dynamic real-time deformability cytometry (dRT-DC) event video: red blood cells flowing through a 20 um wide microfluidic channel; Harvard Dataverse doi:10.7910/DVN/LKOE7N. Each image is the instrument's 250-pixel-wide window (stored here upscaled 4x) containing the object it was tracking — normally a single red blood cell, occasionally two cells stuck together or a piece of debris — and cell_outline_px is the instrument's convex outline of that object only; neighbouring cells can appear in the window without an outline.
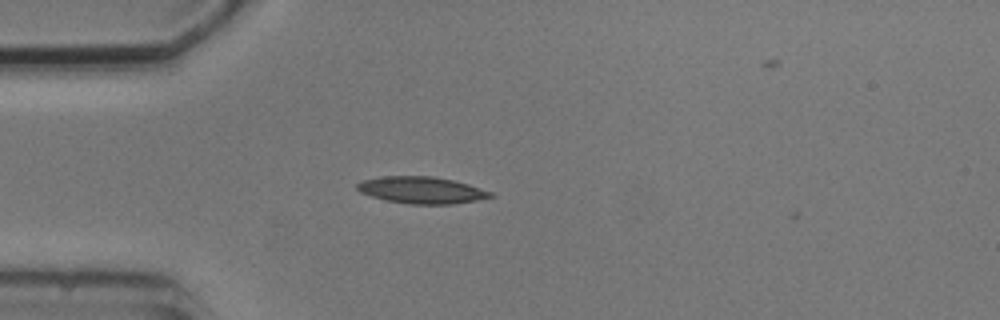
{"species": "common noctule bat (a hibernating species)", "species_latin": "Nyctalus noctula", "temperature_condition": "cold", "stored_images_in_passage": 2, "camera_frame_rate_fps": 3000, "um_per_image_px": 0.085, "animal": {"sex": "male", "body_mass_g": 20.5, "forearm_length_mm": 52.5}, "frame": {"image": 1, "passage_image": 1, "time_ms": 0.0, "image_size_px": [1000, 320], "cell_outline_px": [[496, 196], [476, 200], [452, 204], [408, 204], [384, 200], [360, 192], [356, 188], [356, 184], [360, 180], [380, 176], [432, 176], [452, 180], [468, 184], [492, 192]], "centroid_in_image_um": [35.8, 16.15], "position_along_channel_um": 49.2, "area_um2": 20.92}}